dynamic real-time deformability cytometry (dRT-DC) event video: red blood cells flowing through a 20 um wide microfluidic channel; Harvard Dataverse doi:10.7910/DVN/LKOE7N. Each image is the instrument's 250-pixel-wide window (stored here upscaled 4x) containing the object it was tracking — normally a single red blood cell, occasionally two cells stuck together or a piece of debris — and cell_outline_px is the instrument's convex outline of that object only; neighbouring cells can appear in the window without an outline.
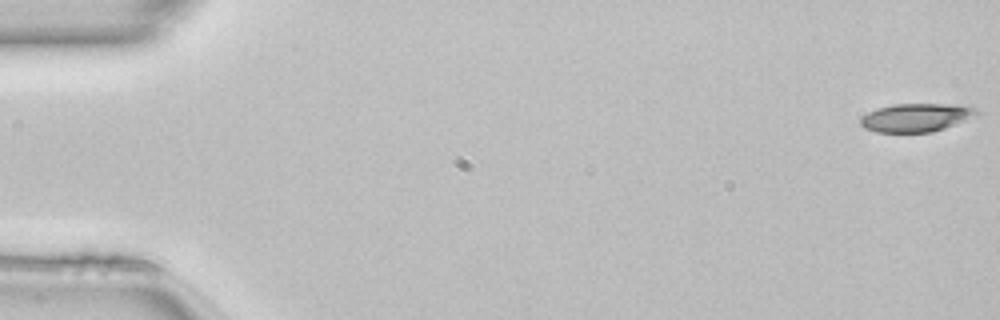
{"species": "common noctule bat (a hibernating species)", "species_latin": "Nyctalus noctula", "temperature_condition": "room temperature", "stored_images_in_passage": 50, "camera_frame_rate_fps": 3000, "um_per_image_px": 0.085, "animal": {"sex": "female", "body_mass_g": 22.7, "forearm_length_mm": 54.2}, "frame": {"image": 1, "passage_image": 1, "time_ms": 0.0, "image_size_px": [1000, 320], "cell_outline_px": [[980, 112], [964, 120], [944, 128], [932, 132], [876, 132], [864, 128], [860, 124], [860, 116], [876, 108], [892, 104], [972, 104]], "centroid_in_image_um": [77.86, 9.97], "position_along_channel_um": 7.1, "area_um2": 19.36}}
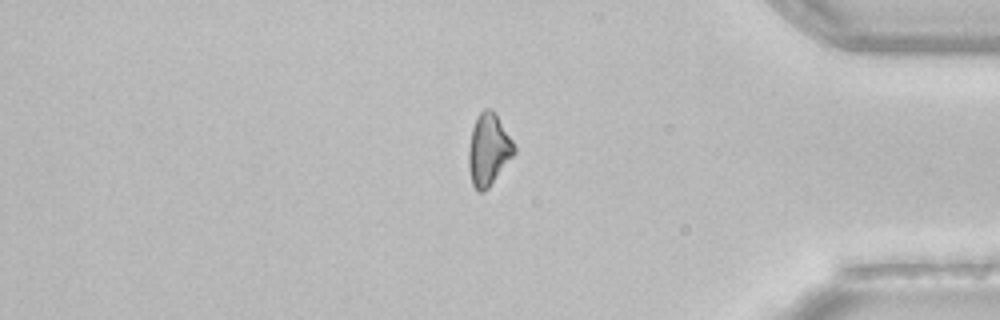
{"frame": {"image": 2, "passage_image": 42, "time_ms": 13.667, "image_size_px": [1000, 320], "cell_outline_px": [[516, 152], [488, 188], [484, 192], [480, 192], [472, 184], [468, 168], [468, 148], [472, 128], [476, 116], [484, 108], [492, 108], [496, 112], [512, 140], [516, 148]], "centroid_in_image_um": [41.51, 12.68], "position_along_channel_um": 393.7, "area_um2": 19.25}}
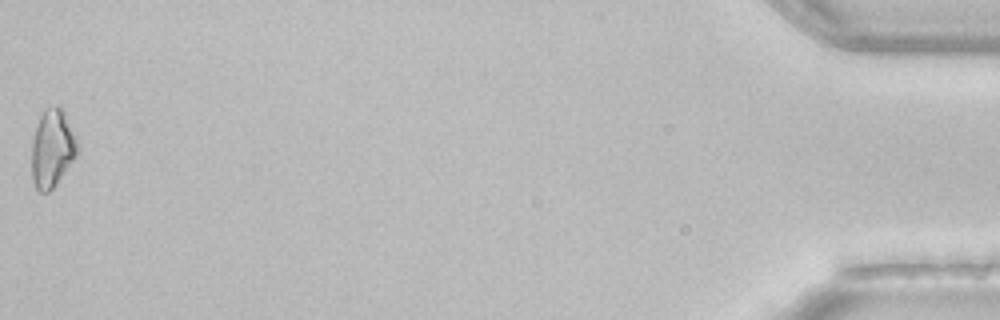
{"frame": {"image": 3, "passage_image": 50, "time_ms": 16.333, "image_size_px": [1000, 320], "cell_outline_px": [[80, 148], [76, 156], [56, 184], [48, 192], [40, 192], [36, 188], [32, 180], [32, 140], [40, 116], [44, 108], [52, 104], [60, 104], [64, 108], [80, 140]], "centroid_in_image_um": [4.5, 12.52], "position_along_channel_um": 430.7, "area_um2": 21.56}, "authors_computed_cell_mechanics": {"area_um2": 19.7098, "velocity_mm_per_s": 4.1413, "shape_relaxation_time_tau1_ms": 4.3332, "shape_relaxation_time_tau2_ms": null, "deformation_change_tau1": 0.138, "deformation_change_tau2": null}}